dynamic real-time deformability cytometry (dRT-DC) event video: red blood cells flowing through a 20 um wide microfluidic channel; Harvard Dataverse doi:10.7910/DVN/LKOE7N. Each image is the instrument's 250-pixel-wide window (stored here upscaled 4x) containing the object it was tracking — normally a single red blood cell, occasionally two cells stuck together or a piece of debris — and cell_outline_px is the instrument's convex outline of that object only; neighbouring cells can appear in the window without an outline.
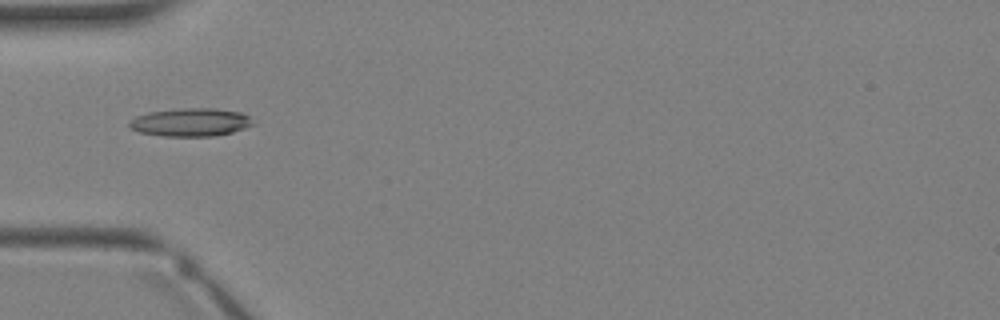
{"species": "Egyptian fruit bat (a non-hibernating species)", "species_latin": "Rousettus aegyptiacus", "temperature_condition": "warm", "stored_images_in_passage": 4, "camera_frame_rate_fps": 3000, "um_per_image_px": 0.085, "animal": {"sex": "female"}, "frame": {"image": 1, "passage_image": 4, "time_ms": 3.667, "image_size_px": [1000, 320], "cell_outline_px": [[256, 124], [232, 132], [212, 136], [164, 136], [140, 132], [132, 128], [128, 124], [128, 120], [136, 116], [148, 112], [180, 108], [216, 108], [240, 112], [248, 116]], "centroid_in_image_um": [16.2, 10.38], "position_along_channel_um": 68.8, "area_um2": 20.29}}